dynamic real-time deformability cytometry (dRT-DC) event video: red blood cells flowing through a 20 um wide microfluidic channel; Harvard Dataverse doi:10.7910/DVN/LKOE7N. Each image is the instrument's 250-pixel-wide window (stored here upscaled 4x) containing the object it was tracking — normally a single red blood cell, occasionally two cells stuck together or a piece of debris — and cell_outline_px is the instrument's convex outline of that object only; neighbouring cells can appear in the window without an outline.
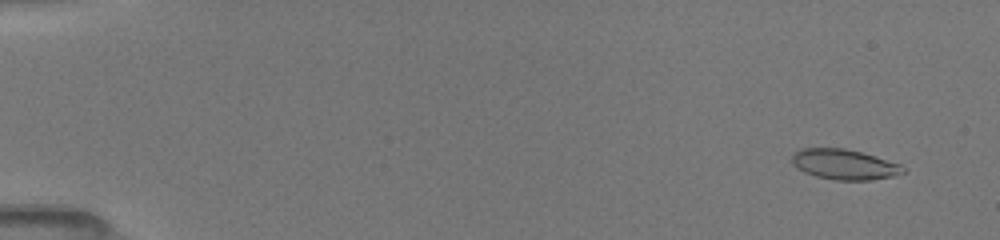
{"species": "common noctule bat (a hibernating species)", "species_latin": "Nyctalus noctula", "temperature_condition": "room temperature", "stored_images_in_passage": 52, "camera_frame_rate_fps": 3000, "um_per_image_px": 0.085, "animal": {"sex": "female", "body_mass_g": 19.5, "forearm_length_mm": 54.1}, "frame": {"image": 1, "passage_image": 4, "time_ms": 1.0, "image_size_px": [1000, 240], "cell_outline_px": [[904, 172], [892, 176], [868, 180], [836, 180], [816, 176], [804, 172], [796, 168], [792, 164], [792, 152], [800, 148], [844, 148], [860, 152], [900, 164], [904, 168]], "centroid_in_image_um": [71.69, 13.97], "position_along_channel_um": 13.3, "area_um2": 19.48}}
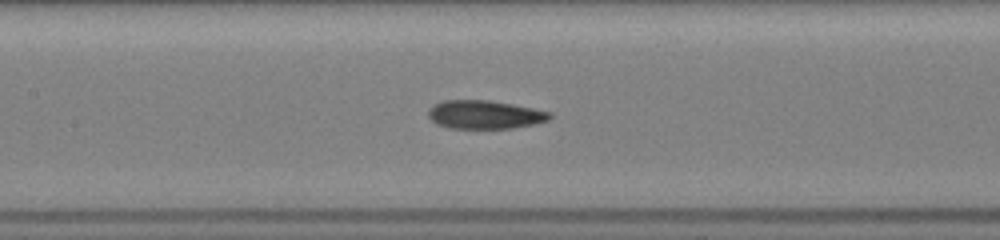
{"frame": {"image": 2, "passage_image": 26, "time_ms": 8.333, "image_size_px": [1000, 240], "cell_outline_px": [[552, 116], [548, 120], [532, 124], [512, 128], [448, 128], [436, 124], [428, 116], [428, 108], [432, 104], [444, 100], [488, 100], [512, 104], [552, 112]], "centroid_in_image_um": [41.16, 9.73], "position_along_channel_um": 166.2, "area_um2": 20.17}}
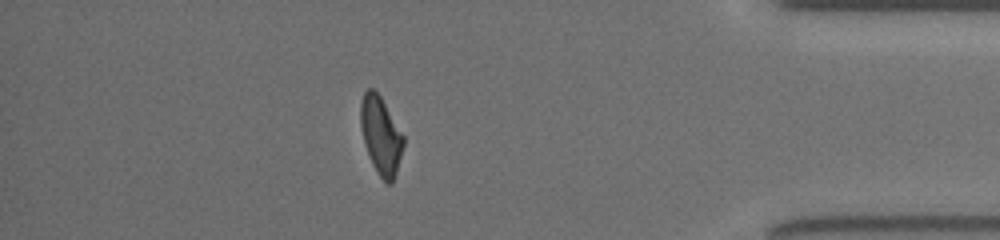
{"frame": {"image": 3, "passage_image": 46, "time_ms": 15.0, "image_size_px": [1000, 240], "cell_outline_px": [[404, 144], [396, 172], [392, 184], [388, 184], [376, 172], [372, 164], [364, 144], [360, 124], [360, 104], [364, 92], [368, 88], [372, 88], [380, 96], [404, 136]], "centroid_in_image_um": [32.36, 11.52], "position_along_channel_um": 402.8, "area_um2": 19.25}, "authors_computed_cell_mechanics": {"area_um2": 19.8254, "velocity_mm_per_s": 4.0486, "shape_relaxation_time_tau1_ms": 4.4502, "shape_relaxation_time_tau2_ms": 2.4017, "deformation_change_tau1": 0.1795, "deformation_change_tau2": 0.1025}}